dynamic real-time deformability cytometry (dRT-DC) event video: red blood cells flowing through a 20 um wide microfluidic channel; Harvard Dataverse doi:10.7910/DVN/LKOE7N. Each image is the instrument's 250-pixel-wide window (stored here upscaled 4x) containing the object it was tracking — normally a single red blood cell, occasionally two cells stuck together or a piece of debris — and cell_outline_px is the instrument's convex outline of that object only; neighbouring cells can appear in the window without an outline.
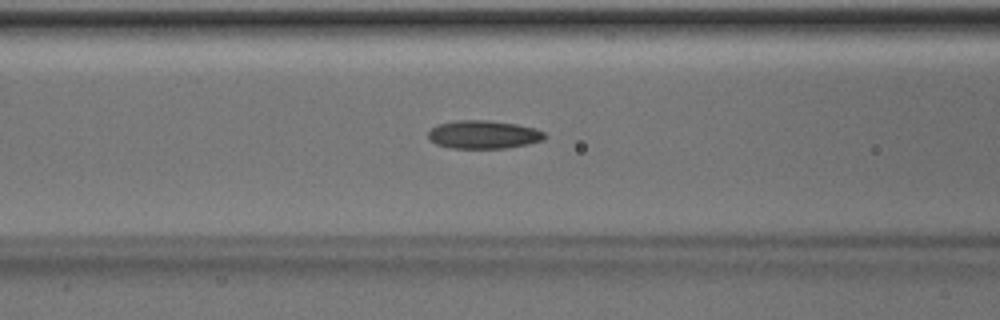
{"species": "Egyptian fruit bat (a non-hibernating species)", "species_latin": "Rousettus aegyptiacus", "temperature_condition": "room temperature", "stored_images_in_passage": 51, "camera_frame_rate_fps": 3000, "um_per_image_px": 0.085, "animal": {"sex": "male"}, "frame": {"image": 1, "passage_image": 21, "time_ms": 6.667, "image_size_px": [1000, 320], "cell_outline_px": [[548, 136], [544, 140], [528, 144], [504, 148], [452, 148], [436, 144], [428, 136], [428, 132], [436, 124], [456, 120], [488, 120], [516, 124], [536, 128], [544, 132]], "centroid_in_image_um": [41.12, 11.43], "position_along_channel_um": 125.5, "area_um2": 19.25}}
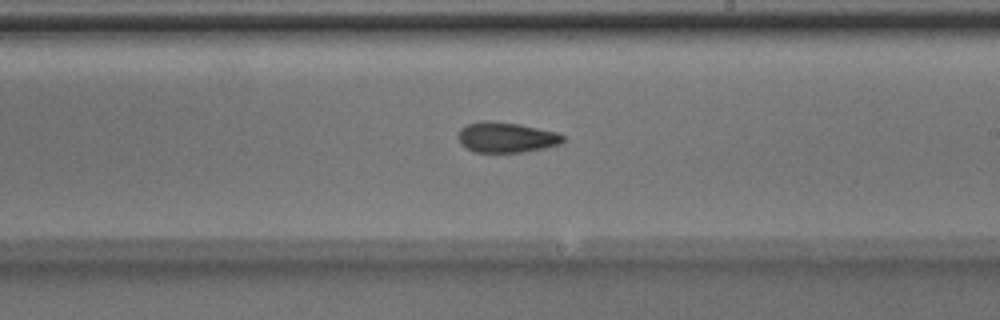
{"frame": {"image": 2, "passage_image": 30, "time_ms": 9.667, "image_size_px": [1000, 320], "cell_outline_px": [[564, 140], [560, 144], [544, 148], [524, 152], [472, 152], [460, 144], [456, 136], [460, 128], [468, 124], [484, 120], [520, 124], [560, 132], [564, 136]], "centroid_in_image_um": [43.02, 11.67], "position_along_channel_um": 246.0, "area_um2": 18.84}}
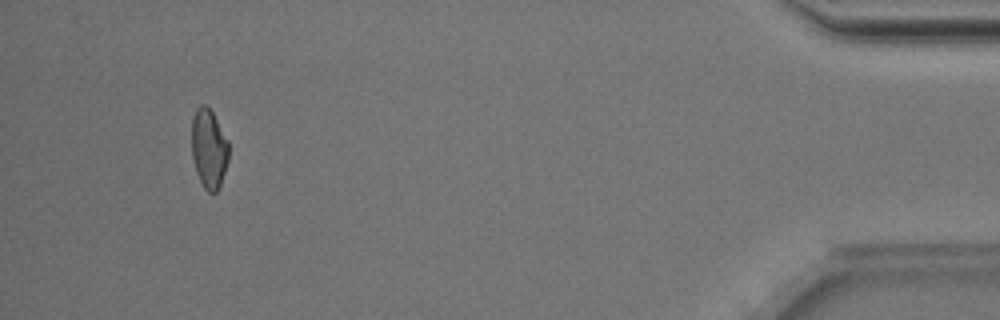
{"frame": {"image": 3, "passage_image": 48, "time_ms": 15.667, "image_size_px": [1000, 320], "cell_outline_px": [[228, 160], [220, 184], [216, 192], [208, 192], [204, 188], [196, 172], [192, 156], [192, 120], [196, 108], [200, 104], [208, 104], [228, 140]], "centroid_in_image_um": [17.74, 12.59], "position_along_channel_um": 417.5, "area_um2": 17.11}, "authors_computed_cell_mechanics": {"area_um2": 18.496, "velocity_mm_per_s": 4.0276, "shape_relaxation_time_tau1_ms": 6.8277, "shape_relaxation_time_tau2_ms": 3.344, "deformation_change_tau1": 0.1499, "deformation_change_tau2": 0.102}}